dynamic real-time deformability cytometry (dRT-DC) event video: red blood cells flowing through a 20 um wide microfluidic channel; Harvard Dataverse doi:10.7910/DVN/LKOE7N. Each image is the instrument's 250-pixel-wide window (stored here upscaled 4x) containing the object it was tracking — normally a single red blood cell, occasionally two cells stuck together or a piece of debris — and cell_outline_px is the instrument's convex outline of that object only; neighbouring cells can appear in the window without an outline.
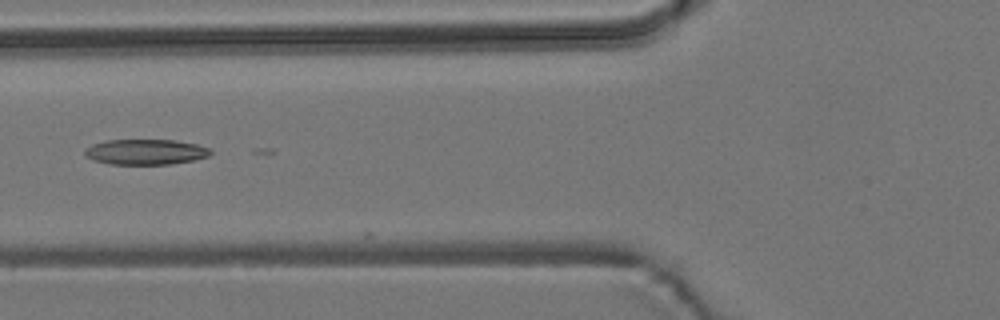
{"species": "common noctule bat (a hibernating species)", "species_latin": "Nyctalus noctula", "temperature_condition": "room temperature", "stored_images_in_passage": 6, "camera_frame_rate_fps": 3000, "um_per_image_px": 0.085, "animal": {"sex": "male", "body_mass_g": 19.2, "forearm_length_mm": 51.8}, "frame": {"image": 1, "passage_image": 5, "time_ms": 4.667, "image_size_px": [1000, 320], "cell_outline_px": [[212, 152], [208, 156], [192, 160], [168, 164], [108, 164], [92, 160], [84, 156], [84, 148], [92, 144], [104, 140], [176, 140], [196, 144], [208, 148]], "centroid_in_image_um": [12.29, 12.91], "position_along_channel_um": 113.5, "area_um2": 18.67}}